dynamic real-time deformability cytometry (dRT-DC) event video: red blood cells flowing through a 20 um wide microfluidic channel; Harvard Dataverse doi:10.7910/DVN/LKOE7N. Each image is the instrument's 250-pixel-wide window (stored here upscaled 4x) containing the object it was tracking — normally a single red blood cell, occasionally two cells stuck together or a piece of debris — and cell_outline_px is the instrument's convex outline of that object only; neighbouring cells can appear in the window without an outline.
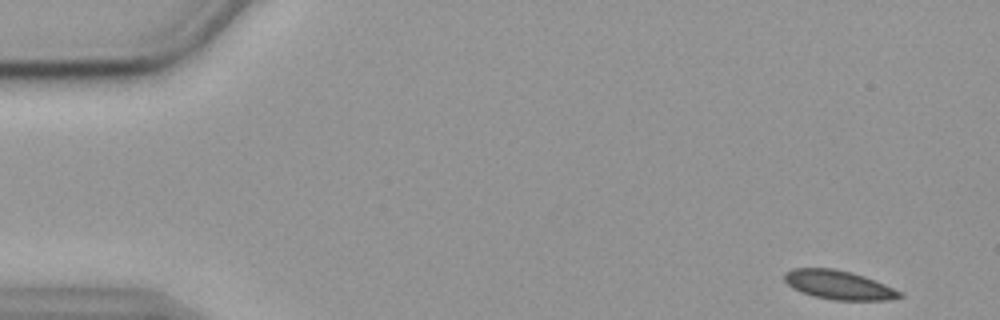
{"species": "common noctule bat (a hibernating species)", "species_latin": "Nyctalus noctula", "temperature_condition": "cold", "stored_images_in_passage": 9, "camera_frame_rate_fps": 3000, "um_per_image_px": 0.085, "animal": {"sex": "female", "body_mass_g": 19.9}, "frame": {"image": 1, "passage_image": 1, "time_ms": 0.0, "image_size_px": [1000, 320], "cell_outline_px": [[904, 296], [888, 300], [832, 300], [812, 296], [800, 292], [792, 288], [784, 280], [784, 272], [792, 268], [836, 268], [852, 272], [864, 276], [904, 292]], "centroid_in_image_um": [71.28, 24.22], "position_along_channel_um": 13.7, "area_um2": 19.71}}